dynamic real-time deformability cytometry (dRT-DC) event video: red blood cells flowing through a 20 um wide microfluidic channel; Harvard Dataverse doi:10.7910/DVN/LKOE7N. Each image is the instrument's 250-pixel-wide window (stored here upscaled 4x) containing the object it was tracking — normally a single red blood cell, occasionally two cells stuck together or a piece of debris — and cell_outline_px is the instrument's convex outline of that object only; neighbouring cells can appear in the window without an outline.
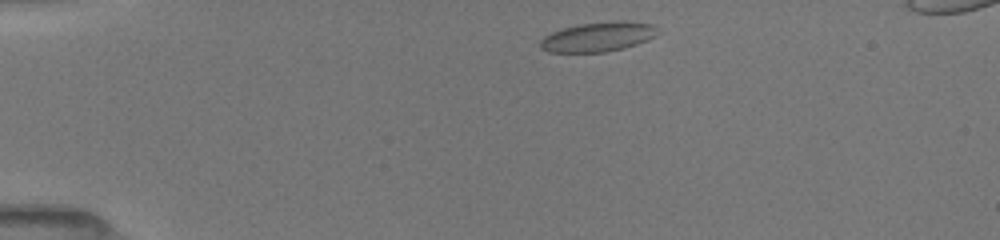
{"species": "common noctule bat (a hibernating species)", "species_latin": "Nyctalus noctula", "temperature_condition": "room temperature", "stored_images_in_passage": 8, "camera_frame_rate_fps": 3000, "um_per_image_px": 0.085, "animal": {"sex": "female", "body_mass_g": 19.5, "forearm_length_mm": 54.1}, "frame": {"image": 1, "passage_image": 1, "time_ms": 0.0, "image_size_px": [1000, 240], "cell_outline_px": [[660, 32], [656, 36], [648, 40], [624, 48], [604, 52], [548, 52], [540, 48], [540, 40], [544, 36], [552, 32], [576, 24], [612, 20], [624, 20], [652, 24]], "centroid_in_image_um": [50.85, 3.11], "position_along_channel_um": 34.1, "area_um2": 20.52}}